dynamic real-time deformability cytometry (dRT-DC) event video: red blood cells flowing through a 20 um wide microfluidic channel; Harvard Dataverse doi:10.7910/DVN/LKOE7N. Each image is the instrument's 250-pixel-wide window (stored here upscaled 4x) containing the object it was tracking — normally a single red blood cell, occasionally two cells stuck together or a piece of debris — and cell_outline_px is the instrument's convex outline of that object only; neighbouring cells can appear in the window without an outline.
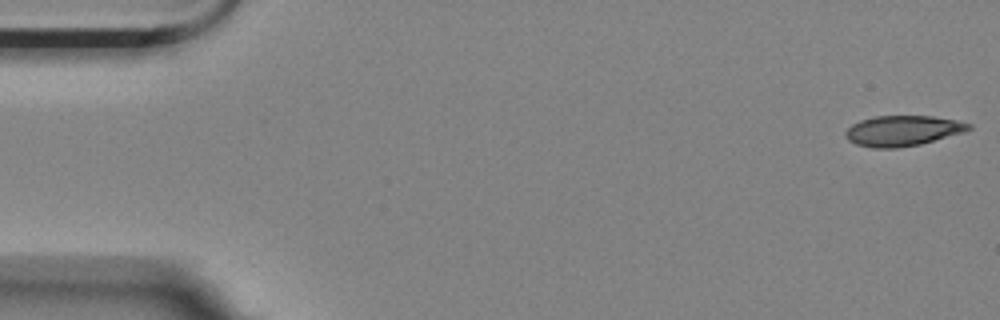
{"species": "Egyptian fruit bat (a non-hibernating species)", "species_latin": "Rousettus aegyptiacus", "temperature_condition": "room temperature", "stored_images_in_passage": 9, "camera_frame_rate_fps": 3000, "um_per_image_px": 0.085, "animal": {"sex": "female"}, "frame": {"image": 1, "passage_image": 1, "time_ms": 0.0, "image_size_px": [1000, 320], "cell_outline_px": [[972, 128], [968, 132], [920, 144], [896, 148], [872, 148], [856, 144], [848, 140], [844, 136], [844, 132], [852, 124], [860, 120], [876, 116], [932, 116], [956, 120], [972, 124]], "centroid_in_image_um": [76.76, 11.12], "position_along_channel_um": 8.2, "area_um2": 22.08}}
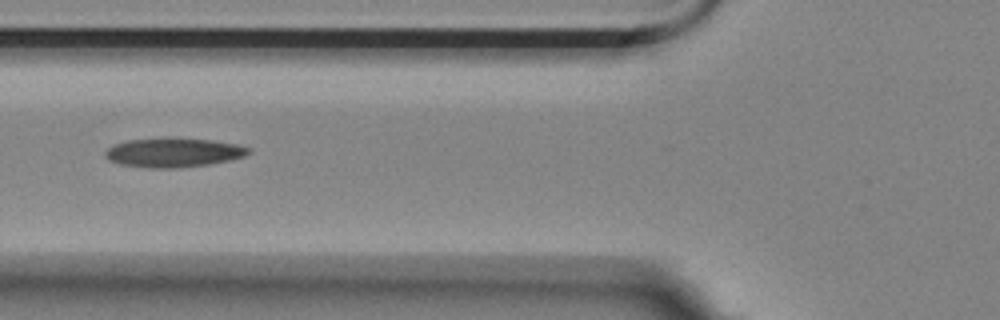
{"frame": {"image": 2, "passage_image": 6, "time_ms": 1.667, "image_size_px": [1000, 320], "cell_outline_px": [[252, 152], [244, 156], [232, 160], [208, 164], [180, 168], [148, 168], [120, 164], [108, 160], [104, 156], [104, 152], [112, 144], [128, 140], [208, 140], [236, 144], [252, 148]], "centroid_in_image_um": [14.75, 13.01], "position_along_channel_um": 111.1, "area_um2": 23.81}}
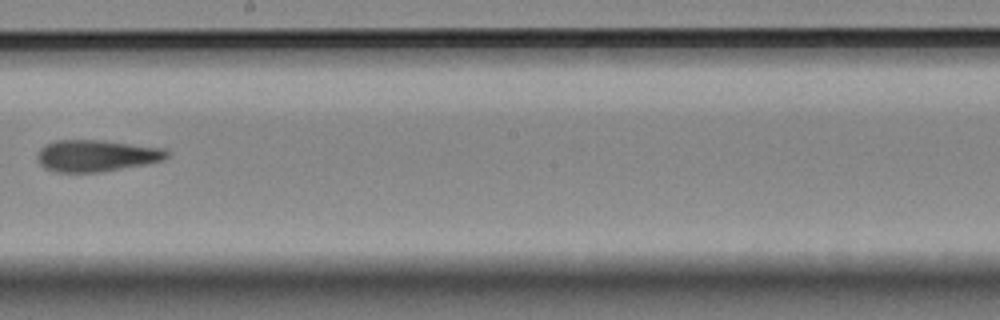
{"frame": {"image": 3, "passage_image": 9, "time_ms": 2.667, "image_size_px": [1000, 320], "cell_outline_px": [[168, 156], [164, 160], [144, 164], [96, 172], [56, 172], [44, 168], [40, 164], [36, 156], [40, 148], [56, 140], [104, 140], [164, 148], [168, 152]], "centroid_in_image_um": [8.17, 13.22], "position_along_channel_um": 240.0, "area_um2": 23.76}}